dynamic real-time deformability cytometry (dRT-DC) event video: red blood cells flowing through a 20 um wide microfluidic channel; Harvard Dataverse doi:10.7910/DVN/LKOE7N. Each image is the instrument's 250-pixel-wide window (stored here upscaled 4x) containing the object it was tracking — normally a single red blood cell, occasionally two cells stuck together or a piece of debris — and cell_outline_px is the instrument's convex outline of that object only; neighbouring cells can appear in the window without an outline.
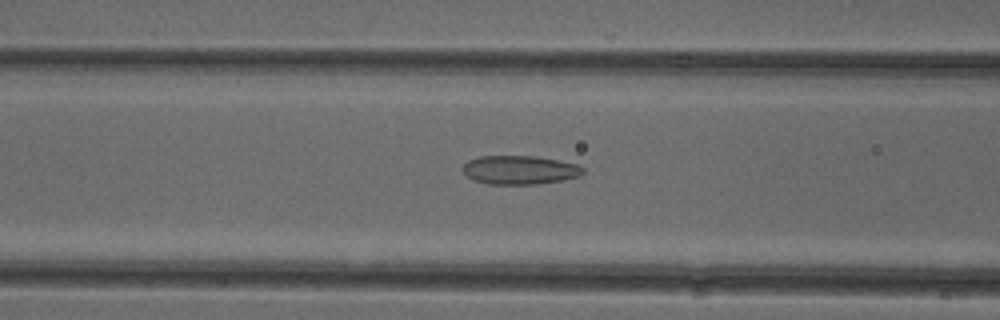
{"species": "common noctule bat (a hibernating species)", "species_latin": "Nyctalus noctula", "temperature_condition": "cold", "stored_images_in_passage": 49, "camera_frame_rate_fps": 3000, "um_per_image_px": 0.085, "animal": {"sex": "female"}, "frame": {"image": 1, "passage_image": 21, "time_ms": 6.667, "image_size_px": [1000, 320], "cell_outline_px": [[584, 172], [580, 176], [560, 180], [536, 184], [488, 184], [472, 180], [460, 168], [468, 160], [480, 156], [536, 156], [576, 164], [584, 168]], "centroid_in_image_um": [44.14, 14.44], "position_along_channel_um": 122.5, "area_um2": 20.11}}
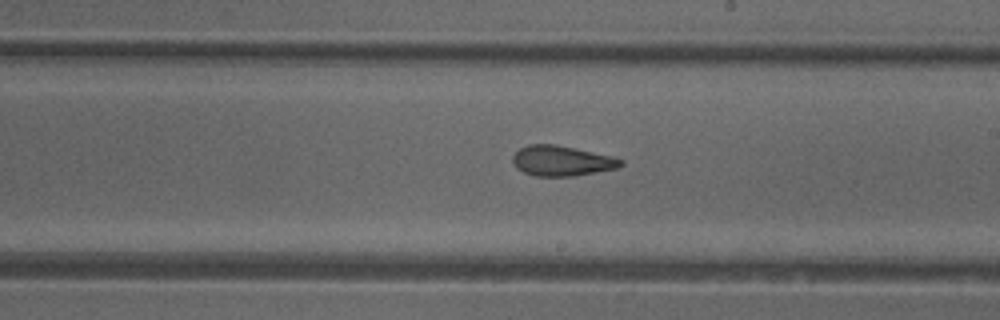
{"frame": {"image": 2, "passage_image": 30, "time_ms": 9.667, "image_size_px": [1000, 320], "cell_outline_px": [[624, 164], [616, 168], [572, 176], [536, 176], [524, 172], [516, 168], [512, 160], [512, 156], [520, 148], [528, 144], [556, 144], [612, 156], [624, 160]], "centroid_in_image_um": [47.73, 13.66], "position_along_channel_um": 241.3, "area_um2": 18.96}}
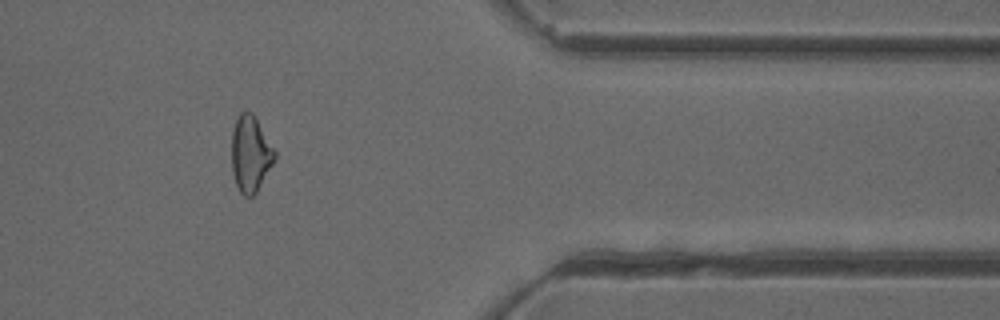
{"frame": {"image": 3, "passage_image": 43, "time_ms": 14.0, "image_size_px": [1000, 320], "cell_outline_px": [[276, 156], [272, 164], [256, 192], [252, 196], [244, 196], [240, 192], [236, 184], [232, 172], [232, 132], [236, 120], [240, 112], [244, 108], [252, 112], [276, 152]], "centroid_in_image_um": [21.27, 13.05], "position_along_channel_um": 390.1, "area_um2": 18.9}, "authors_computed_cell_mechanics": {"area_um2": 20.0566, "velocity_mm_per_s": 3.9635, "shape_relaxation_time_tau1_ms": null, "shape_relaxation_time_tau2_ms": 2.6833, "deformation_change_tau1": null, "deformation_change_tau2": 0.11}}